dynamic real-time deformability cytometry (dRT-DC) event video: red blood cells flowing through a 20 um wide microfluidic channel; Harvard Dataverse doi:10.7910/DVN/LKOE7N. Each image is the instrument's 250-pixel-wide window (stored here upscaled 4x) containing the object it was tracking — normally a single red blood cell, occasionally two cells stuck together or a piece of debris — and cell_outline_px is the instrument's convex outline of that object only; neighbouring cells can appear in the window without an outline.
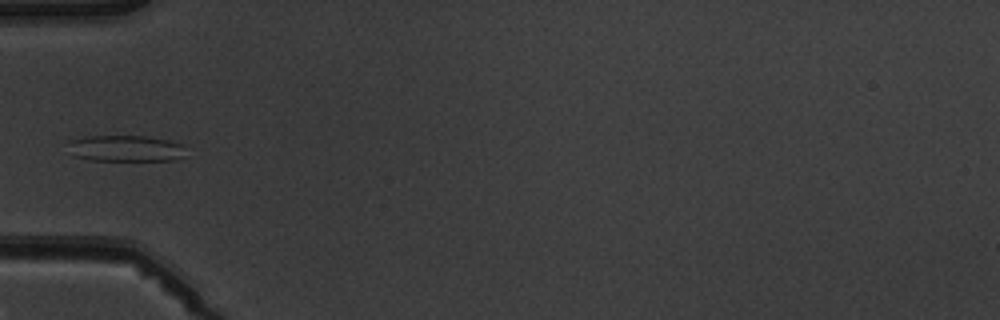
{"species": "common noctule bat (a hibernating species)", "species_latin": "Nyctalus noctula", "temperature_condition": "warm", "stored_images_in_passage": 2, "camera_frame_rate_fps": 3000, "um_per_image_px": 0.085, "animal": {"sex": "male", "body_mass_g": 19.5, "forearm_length_mm": 54.6}, "frame": {"image": 1, "passage_image": 2, "time_ms": 1.0, "image_size_px": [1000, 320], "cell_outline_px": [[184, 156], [172, 160], [92, 160], [76, 156], [68, 140], [84, 136], [148, 136], [168, 140], [184, 144]], "centroid_in_image_um": [10.74, 12.6], "position_along_channel_um": 74.3, "area_um2": 17.8}}